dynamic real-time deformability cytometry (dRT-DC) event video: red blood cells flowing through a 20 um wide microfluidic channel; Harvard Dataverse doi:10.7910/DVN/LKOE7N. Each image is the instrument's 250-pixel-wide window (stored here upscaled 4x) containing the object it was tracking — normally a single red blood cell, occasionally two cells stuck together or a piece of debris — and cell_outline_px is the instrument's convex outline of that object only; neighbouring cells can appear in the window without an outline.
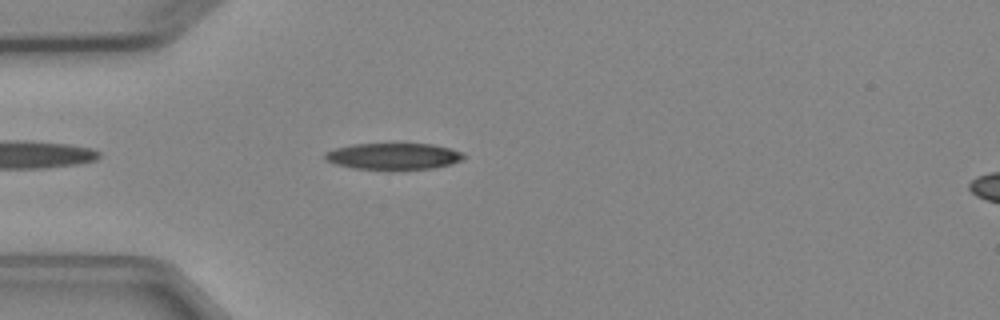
{"species": "Egyptian fruit bat (a non-hibernating species)", "species_latin": "Rousettus aegyptiacus", "temperature_condition": "cold", "stored_images_in_passage": 4, "camera_frame_rate_fps": 3000, "um_per_image_px": 0.085, "animal": {"sex": "female"}, "frame": {"image": 1, "passage_image": 4, "time_ms": 3.333, "image_size_px": [1000, 320], "cell_outline_px": [[464, 160], [452, 164], [432, 168], [392, 172], [388, 172], [352, 168], [336, 164], [328, 160], [324, 156], [324, 152], [336, 148], [352, 144], [432, 144], [448, 148], [460, 152], [464, 156]], "centroid_in_image_um": [33.43, 13.33], "position_along_channel_um": 51.6, "area_um2": 22.02}}